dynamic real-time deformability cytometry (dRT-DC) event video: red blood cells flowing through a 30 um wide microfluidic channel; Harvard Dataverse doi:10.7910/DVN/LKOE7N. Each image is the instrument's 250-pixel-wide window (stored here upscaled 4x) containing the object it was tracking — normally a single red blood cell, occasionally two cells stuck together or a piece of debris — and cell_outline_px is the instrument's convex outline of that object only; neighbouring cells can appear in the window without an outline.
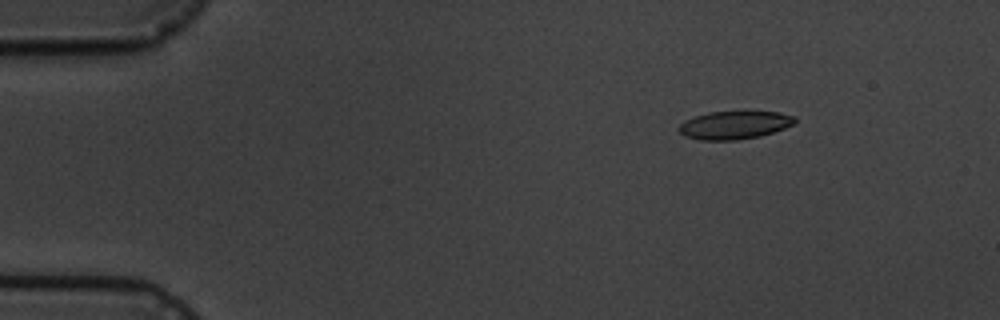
{"species": "common noctule bat (a hibernating species)", "species_latin": "Nyctalus noctula", "temperature_condition": "cold", "stored_images_in_passage": 6, "camera_frame_rate_fps": 3000, "um_per_image_px": 0.085, "animal": {"sex": "male", "body_mass_g": 19.5, "forearm_length_mm": 54.6}, "frame": {"image": 1, "passage_image": 2, "time_ms": 2.0, "image_size_px": [1000, 320], "cell_outline_px": [[796, 124], [760, 136], [736, 140], [700, 140], [684, 136], [676, 128], [684, 120], [708, 112], [780, 112], [796, 116]], "centroid_in_image_um": [62.43, 10.63], "position_along_channel_um": 22.6, "area_um2": 19.02}}
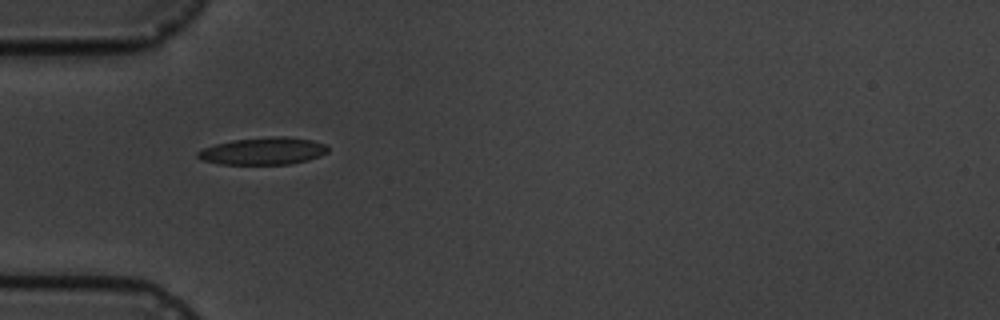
{"frame": {"image": 2, "passage_image": 5, "time_ms": 5.333, "image_size_px": [1000, 320], "cell_outline_px": [[328, 152], [320, 156], [308, 160], [288, 164], [220, 164], [200, 160], [196, 156], [196, 152], [204, 148], [216, 144], [232, 140], [272, 136], [288, 136], [312, 140], [324, 144], [328, 148]], "centroid_in_image_um": [22.36, 12.84], "position_along_channel_um": 62.6, "area_um2": 20.75}}
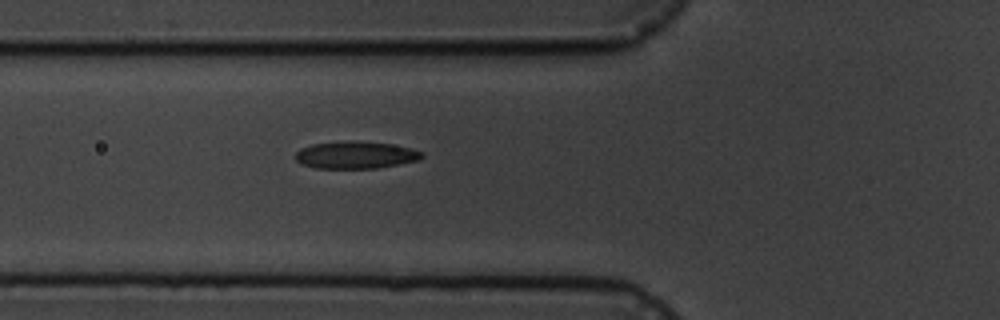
{"frame": {"image": 3, "passage_image": 6, "time_ms": 6.333, "image_size_px": [1000, 320], "cell_outline_px": [[424, 156], [420, 160], [376, 168], [316, 168], [304, 164], [296, 160], [296, 152], [300, 148], [312, 144], [348, 140], [356, 140], [392, 144], [412, 148], [424, 152]], "centroid_in_image_um": [30.27, 13.16], "position_along_channel_um": 95.5, "area_um2": 20.23}}